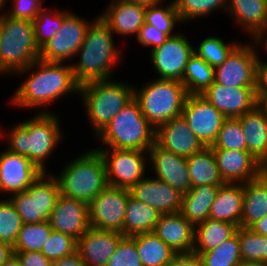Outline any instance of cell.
Wrapping results in <instances>:
<instances>
[{"mask_svg":"<svg viewBox=\"0 0 267 266\" xmlns=\"http://www.w3.org/2000/svg\"><path fill=\"white\" fill-rule=\"evenodd\" d=\"M27 72L32 74L26 77L27 79L14 92L10 104L33 109V107L48 106L68 93H79L80 85L74 78L70 63L64 65L38 59L16 73L23 75Z\"/></svg>","mask_w":267,"mask_h":266,"instance_id":"1","label":"cell"},{"mask_svg":"<svg viewBox=\"0 0 267 266\" xmlns=\"http://www.w3.org/2000/svg\"><path fill=\"white\" fill-rule=\"evenodd\" d=\"M58 118L56 114L42 108L35 117L16 124L8 131L7 150L27 157L46 173L45 161L63 139Z\"/></svg>","mask_w":267,"mask_h":266,"instance_id":"2","label":"cell"},{"mask_svg":"<svg viewBox=\"0 0 267 266\" xmlns=\"http://www.w3.org/2000/svg\"><path fill=\"white\" fill-rule=\"evenodd\" d=\"M98 16L91 21L84 41L76 52L80 61L76 65L70 64L79 85L111 79L113 66L121 60V51L115 48L114 33L101 16Z\"/></svg>","mask_w":267,"mask_h":266,"instance_id":"3","label":"cell"},{"mask_svg":"<svg viewBox=\"0 0 267 266\" xmlns=\"http://www.w3.org/2000/svg\"><path fill=\"white\" fill-rule=\"evenodd\" d=\"M54 177L61 195L88 205L108 186L104 158L97 149L81 153Z\"/></svg>","mask_w":267,"mask_h":266,"instance_id":"4","label":"cell"},{"mask_svg":"<svg viewBox=\"0 0 267 266\" xmlns=\"http://www.w3.org/2000/svg\"><path fill=\"white\" fill-rule=\"evenodd\" d=\"M78 95L97 135L134 98V86L112 79L96 80L80 85Z\"/></svg>","mask_w":267,"mask_h":266,"instance_id":"5","label":"cell"},{"mask_svg":"<svg viewBox=\"0 0 267 266\" xmlns=\"http://www.w3.org/2000/svg\"><path fill=\"white\" fill-rule=\"evenodd\" d=\"M96 137L108 148L149 151L156 142V129L133 98Z\"/></svg>","mask_w":267,"mask_h":266,"instance_id":"6","label":"cell"},{"mask_svg":"<svg viewBox=\"0 0 267 266\" xmlns=\"http://www.w3.org/2000/svg\"><path fill=\"white\" fill-rule=\"evenodd\" d=\"M0 14V74H15L40 57L32 21Z\"/></svg>","mask_w":267,"mask_h":266,"instance_id":"7","label":"cell"},{"mask_svg":"<svg viewBox=\"0 0 267 266\" xmlns=\"http://www.w3.org/2000/svg\"><path fill=\"white\" fill-rule=\"evenodd\" d=\"M188 94L184 85L173 79H154L140 90L134 88L142 114L157 129L160 125L182 115Z\"/></svg>","mask_w":267,"mask_h":266,"instance_id":"8","label":"cell"},{"mask_svg":"<svg viewBox=\"0 0 267 266\" xmlns=\"http://www.w3.org/2000/svg\"><path fill=\"white\" fill-rule=\"evenodd\" d=\"M60 187L52 174L43 173L25 191L9 196L23 224L49 221L55 207Z\"/></svg>","mask_w":267,"mask_h":266,"instance_id":"9","label":"cell"},{"mask_svg":"<svg viewBox=\"0 0 267 266\" xmlns=\"http://www.w3.org/2000/svg\"><path fill=\"white\" fill-rule=\"evenodd\" d=\"M97 149L106 165L107 183L110 187L131 189L145 176L149 163L148 151L134 149Z\"/></svg>","mask_w":267,"mask_h":266,"instance_id":"10","label":"cell"},{"mask_svg":"<svg viewBox=\"0 0 267 266\" xmlns=\"http://www.w3.org/2000/svg\"><path fill=\"white\" fill-rule=\"evenodd\" d=\"M130 190L107 186L89 204L90 228L124 235V218Z\"/></svg>","mask_w":267,"mask_h":266,"instance_id":"11","label":"cell"},{"mask_svg":"<svg viewBox=\"0 0 267 266\" xmlns=\"http://www.w3.org/2000/svg\"><path fill=\"white\" fill-rule=\"evenodd\" d=\"M254 44H240L230 53L226 61L214 68V82L225 86L255 87L258 48ZM256 46V47H255Z\"/></svg>","mask_w":267,"mask_h":266,"instance_id":"12","label":"cell"},{"mask_svg":"<svg viewBox=\"0 0 267 266\" xmlns=\"http://www.w3.org/2000/svg\"><path fill=\"white\" fill-rule=\"evenodd\" d=\"M85 18L69 13L56 34L40 49L39 59L46 62L64 63L76 55L89 27Z\"/></svg>","mask_w":267,"mask_h":266,"instance_id":"13","label":"cell"},{"mask_svg":"<svg viewBox=\"0 0 267 266\" xmlns=\"http://www.w3.org/2000/svg\"><path fill=\"white\" fill-rule=\"evenodd\" d=\"M194 54V47L184 34L176 33L163 45L150 51V59L159 79L181 81L189 58Z\"/></svg>","mask_w":267,"mask_h":266,"instance_id":"14","label":"cell"},{"mask_svg":"<svg viewBox=\"0 0 267 266\" xmlns=\"http://www.w3.org/2000/svg\"><path fill=\"white\" fill-rule=\"evenodd\" d=\"M190 129L205 147H211L226 117L201 95H188L182 111Z\"/></svg>","mask_w":267,"mask_h":266,"instance_id":"15","label":"cell"},{"mask_svg":"<svg viewBox=\"0 0 267 266\" xmlns=\"http://www.w3.org/2000/svg\"><path fill=\"white\" fill-rule=\"evenodd\" d=\"M226 118H238L256 106L255 87H232L213 83L201 94Z\"/></svg>","mask_w":267,"mask_h":266,"instance_id":"16","label":"cell"},{"mask_svg":"<svg viewBox=\"0 0 267 266\" xmlns=\"http://www.w3.org/2000/svg\"><path fill=\"white\" fill-rule=\"evenodd\" d=\"M224 183L245 184L263 174V165L248 151L212 149Z\"/></svg>","mask_w":267,"mask_h":266,"instance_id":"17","label":"cell"},{"mask_svg":"<svg viewBox=\"0 0 267 266\" xmlns=\"http://www.w3.org/2000/svg\"><path fill=\"white\" fill-rule=\"evenodd\" d=\"M42 174L27 157L8 150L0 153V194L25 191Z\"/></svg>","mask_w":267,"mask_h":266,"instance_id":"18","label":"cell"},{"mask_svg":"<svg viewBox=\"0 0 267 266\" xmlns=\"http://www.w3.org/2000/svg\"><path fill=\"white\" fill-rule=\"evenodd\" d=\"M149 163L157 179L169 184L182 194L189 192L190 182L189 168L185 157L176 155L161 148L156 142L149 149Z\"/></svg>","mask_w":267,"mask_h":266,"instance_id":"19","label":"cell"},{"mask_svg":"<svg viewBox=\"0 0 267 266\" xmlns=\"http://www.w3.org/2000/svg\"><path fill=\"white\" fill-rule=\"evenodd\" d=\"M53 231L79 239L89 228V205L63 195H59L50 219Z\"/></svg>","mask_w":267,"mask_h":266,"instance_id":"20","label":"cell"},{"mask_svg":"<svg viewBox=\"0 0 267 266\" xmlns=\"http://www.w3.org/2000/svg\"><path fill=\"white\" fill-rule=\"evenodd\" d=\"M130 194L160 214L178 213L182 207L183 194L155 177L141 179L130 189Z\"/></svg>","mask_w":267,"mask_h":266,"instance_id":"21","label":"cell"},{"mask_svg":"<svg viewBox=\"0 0 267 266\" xmlns=\"http://www.w3.org/2000/svg\"><path fill=\"white\" fill-rule=\"evenodd\" d=\"M156 143L161 148L185 158L205 148L182 115L156 129Z\"/></svg>","mask_w":267,"mask_h":266,"instance_id":"22","label":"cell"},{"mask_svg":"<svg viewBox=\"0 0 267 266\" xmlns=\"http://www.w3.org/2000/svg\"><path fill=\"white\" fill-rule=\"evenodd\" d=\"M123 237L117 231L89 228L77 240V252L86 266H106Z\"/></svg>","mask_w":267,"mask_h":266,"instance_id":"23","label":"cell"},{"mask_svg":"<svg viewBox=\"0 0 267 266\" xmlns=\"http://www.w3.org/2000/svg\"><path fill=\"white\" fill-rule=\"evenodd\" d=\"M153 233L177 254L193 253L195 227L180 212L161 214Z\"/></svg>","mask_w":267,"mask_h":266,"instance_id":"24","label":"cell"},{"mask_svg":"<svg viewBox=\"0 0 267 266\" xmlns=\"http://www.w3.org/2000/svg\"><path fill=\"white\" fill-rule=\"evenodd\" d=\"M106 11L100 14L113 33L137 36L145 23L146 7L124 0H112Z\"/></svg>","mask_w":267,"mask_h":266,"instance_id":"25","label":"cell"},{"mask_svg":"<svg viewBox=\"0 0 267 266\" xmlns=\"http://www.w3.org/2000/svg\"><path fill=\"white\" fill-rule=\"evenodd\" d=\"M225 11L254 40L267 29V0H228Z\"/></svg>","mask_w":267,"mask_h":266,"instance_id":"26","label":"cell"},{"mask_svg":"<svg viewBox=\"0 0 267 266\" xmlns=\"http://www.w3.org/2000/svg\"><path fill=\"white\" fill-rule=\"evenodd\" d=\"M244 184L225 183L220 186L209 211V217L240 227Z\"/></svg>","mask_w":267,"mask_h":266,"instance_id":"27","label":"cell"},{"mask_svg":"<svg viewBox=\"0 0 267 266\" xmlns=\"http://www.w3.org/2000/svg\"><path fill=\"white\" fill-rule=\"evenodd\" d=\"M238 119L245 135L247 151L264 166L267 162V119L256 106Z\"/></svg>","mask_w":267,"mask_h":266,"instance_id":"28","label":"cell"},{"mask_svg":"<svg viewBox=\"0 0 267 266\" xmlns=\"http://www.w3.org/2000/svg\"><path fill=\"white\" fill-rule=\"evenodd\" d=\"M267 215V175L244 184V197L240 227L250 228Z\"/></svg>","mask_w":267,"mask_h":266,"instance_id":"29","label":"cell"},{"mask_svg":"<svg viewBox=\"0 0 267 266\" xmlns=\"http://www.w3.org/2000/svg\"><path fill=\"white\" fill-rule=\"evenodd\" d=\"M220 186L199 185L183 194L180 213L195 227L209 217L211 205Z\"/></svg>","mask_w":267,"mask_h":266,"instance_id":"30","label":"cell"},{"mask_svg":"<svg viewBox=\"0 0 267 266\" xmlns=\"http://www.w3.org/2000/svg\"><path fill=\"white\" fill-rule=\"evenodd\" d=\"M187 164L192 187L199 185L223 186L216 159L211 147L187 157Z\"/></svg>","mask_w":267,"mask_h":266,"instance_id":"31","label":"cell"},{"mask_svg":"<svg viewBox=\"0 0 267 266\" xmlns=\"http://www.w3.org/2000/svg\"><path fill=\"white\" fill-rule=\"evenodd\" d=\"M160 216L153 207L130 195L124 218V236L153 232Z\"/></svg>","mask_w":267,"mask_h":266,"instance_id":"32","label":"cell"},{"mask_svg":"<svg viewBox=\"0 0 267 266\" xmlns=\"http://www.w3.org/2000/svg\"><path fill=\"white\" fill-rule=\"evenodd\" d=\"M237 228L232 223L208 217L203 223L195 226L193 252H207L220 246L236 233Z\"/></svg>","mask_w":267,"mask_h":266,"instance_id":"33","label":"cell"},{"mask_svg":"<svg viewBox=\"0 0 267 266\" xmlns=\"http://www.w3.org/2000/svg\"><path fill=\"white\" fill-rule=\"evenodd\" d=\"M136 241L142 266H165L177 253L155 233H141L132 236Z\"/></svg>","mask_w":267,"mask_h":266,"instance_id":"34","label":"cell"},{"mask_svg":"<svg viewBox=\"0 0 267 266\" xmlns=\"http://www.w3.org/2000/svg\"><path fill=\"white\" fill-rule=\"evenodd\" d=\"M214 76V68L194 53L180 82L188 95H201L214 83Z\"/></svg>","mask_w":267,"mask_h":266,"instance_id":"35","label":"cell"},{"mask_svg":"<svg viewBox=\"0 0 267 266\" xmlns=\"http://www.w3.org/2000/svg\"><path fill=\"white\" fill-rule=\"evenodd\" d=\"M201 262V266H236L241 260L238 228L236 233L220 246L207 252H193Z\"/></svg>","mask_w":267,"mask_h":266,"instance_id":"36","label":"cell"},{"mask_svg":"<svg viewBox=\"0 0 267 266\" xmlns=\"http://www.w3.org/2000/svg\"><path fill=\"white\" fill-rule=\"evenodd\" d=\"M52 231L49 221L23 224L13 246V252H41Z\"/></svg>","mask_w":267,"mask_h":266,"instance_id":"37","label":"cell"},{"mask_svg":"<svg viewBox=\"0 0 267 266\" xmlns=\"http://www.w3.org/2000/svg\"><path fill=\"white\" fill-rule=\"evenodd\" d=\"M238 238L242 261L267 262V236L251 228L238 227Z\"/></svg>","mask_w":267,"mask_h":266,"instance_id":"38","label":"cell"},{"mask_svg":"<svg viewBox=\"0 0 267 266\" xmlns=\"http://www.w3.org/2000/svg\"><path fill=\"white\" fill-rule=\"evenodd\" d=\"M68 11H61L51 13L46 9H42L37 17L32 21L34 28V38L37 46L41 49L61 28L63 19L69 14Z\"/></svg>","mask_w":267,"mask_h":266,"instance_id":"39","label":"cell"},{"mask_svg":"<svg viewBox=\"0 0 267 266\" xmlns=\"http://www.w3.org/2000/svg\"><path fill=\"white\" fill-rule=\"evenodd\" d=\"M162 1L146 7L145 23L153 25L158 31L165 32L169 37L173 33L176 24L181 23L174 1L167 6L161 5Z\"/></svg>","mask_w":267,"mask_h":266,"instance_id":"40","label":"cell"},{"mask_svg":"<svg viewBox=\"0 0 267 266\" xmlns=\"http://www.w3.org/2000/svg\"><path fill=\"white\" fill-rule=\"evenodd\" d=\"M238 45V42L232 41L231 44H226L221 38L209 36L200 42L199 48H194V53L211 67L216 68L226 61Z\"/></svg>","mask_w":267,"mask_h":266,"instance_id":"41","label":"cell"},{"mask_svg":"<svg viewBox=\"0 0 267 266\" xmlns=\"http://www.w3.org/2000/svg\"><path fill=\"white\" fill-rule=\"evenodd\" d=\"M212 149L247 151V144L241 122L238 118H226Z\"/></svg>","mask_w":267,"mask_h":266,"instance_id":"42","label":"cell"},{"mask_svg":"<svg viewBox=\"0 0 267 266\" xmlns=\"http://www.w3.org/2000/svg\"><path fill=\"white\" fill-rule=\"evenodd\" d=\"M181 22L211 14L219 8L225 10L228 0H173Z\"/></svg>","mask_w":267,"mask_h":266,"instance_id":"43","label":"cell"},{"mask_svg":"<svg viewBox=\"0 0 267 266\" xmlns=\"http://www.w3.org/2000/svg\"><path fill=\"white\" fill-rule=\"evenodd\" d=\"M23 225L15 206L6 197L0 200V241L14 246Z\"/></svg>","mask_w":267,"mask_h":266,"instance_id":"44","label":"cell"},{"mask_svg":"<svg viewBox=\"0 0 267 266\" xmlns=\"http://www.w3.org/2000/svg\"><path fill=\"white\" fill-rule=\"evenodd\" d=\"M76 251L77 239L64 233L52 231L50 237L44 243L41 253L49 260L55 261Z\"/></svg>","mask_w":267,"mask_h":266,"instance_id":"45","label":"cell"},{"mask_svg":"<svg viewBox=\"0 0 267 266\" xmlns=\"http://www.w3.org/2000/svg\"><path fill=\"white\" fill-rule=\"evenodd\" d=\"M106 266H142L136 241L132 236H124L119 241Z\"/></svg>","mask_w":267,"mask_h":266,"instance_id":"46","label":"cell"},{"mask_svg":"<svg viewBox=\"0 0 267 266\" xmlns=\"http://www.w3.org/2000/svg\"><path fill=\"white\" fill-rule=\"evenodd\" d=\"M13 8L5 14L11 18L33 21L44 8L42 0H12Z\"/></svg>","mask_w":267,"mask_h":266,"instance_id":"47","label":"cell"},{"mask_svg":"<svg viewBox=\"0 0 267 266\" xmlns=\"http://www.w3.org/2000/svg\"><path fill=\"white\" fill-rule=\"evenodd\" d=\"M136 38L144 47L152 46L151 49H153L163 45L169 36L165 32L158 31L153 25L144 23Z\"/></svg>","mask_w":267,"mask_h":266,"instance_id":"48","label":"cell"},{"mask_svg":"<svg viewBox=\"0 0 267 266\" xmlns=\"http://www.w3.org/2000/svg\"><path fill=\"white\" fill-rule=\"evenodd\" d=\"M21 266H52L53 261L49 260L41 252H13Z\"/></svg>","mask_w":267,"mask_h":266,"instance_id":"49","label":"cell"},{"mask_svg":"<svg viewBox=\"0 0 267 266\" xmlns=\"http://www.w3.org/2000/svg\"><path fill=\"white\" fill-rule=\"evenodd\" d=\"M256 93H267V61L263 62L259 55L256 65Z\"/></svg>","mask_w":267,"mask_h":266,"instance_id":"50","label":"cell"},{"mask_svg":"<svg viewBox=\"0 0 267 266\" xmlns=\"http://www.w3.org/2000/svg\"><path fill=\"white\" fill-rule=\"evenodd\" d=\"M165 266H201L199 257L194 253L177 254Z\"/></svg>","mask_w":267,"mask_h":266,"instance_id":"51","label":"cell"},{"mask_svg":"<svg viewBox=\"0 0 267 266\" xmlns=\"http://www.w3.org/2000/svg\"><path fill=\"white\" fill-rule=\"evenodd\" d=\"M52 266H86L79 253H75L53 261Z\"/></svg>","mask_w":267,"mask_h":266,"instance_id":"52","label":"cell"},{"mask_svg":"<svg viewBox=\"0 0 267 266\" xmlns=\"http://www.w3.org/2000/svg\"><path fill=\"white\" fill-rule=\"evenodd\" d=\"M13 254V247L0 241V266H2Z\"/></svg>","mask_w":267,"mask_h":266,"instance_id":"53","label":"cell"},{"mask_svg":"<svg viewBox=\"0 0 267 266\" xmlns=\"http://www.w3.org/2000/svg\"><path fill=\"white\" fill-rule=\"evenodd\" d=\"M256 107L267 119V93H256Z\"/></svg>","mask_w":267,"mask_h":266,"instance_id":"54","label":"cell"},{"mask_svg":"<svg viewBox=\"0 0 267 266\" xmlns=\"http://www.w3.org/2000/svg\"><path fill=\"white\" fill-rule=\"evenodd\" d=\"M255 233L267 236V215L250 227Z\"/></svg>","mask_w":267,"mask_h":266,"instance_id":"55","label":"cell"},{"mask_svg":"<svg viewBox=\"0 0 267 266\" xmlns=\"http://www.w3.org/2000/svg\"><path fill=\"white\" fill-rule=\"evenodd\" d=\"M258 47H260L261 45V48L263 47L264 50L266 51L267 53V29L265 31H263L256 39H255ZM264 44V45H263Z\"/></svg>","mask_w":267,"mask_h":266,"instance_id":"56","label":"cell"},{"mask_svg":"<svg viewBox=\"0 0 267 266\" xmlns=\"http://www.w3.org/2000/svg\"><path fill=\"white\" fill-rule=\"evenodd\" d=\"M124 1L134 3V4H139V5L147 7L150 5H154V4H156L162 0H124Z\"/></svg>","mask_w":267,"mask_h":266,"instance_id":"57","label":"cell"},{"mask_svg":"<svg viewBox=\"0 0 267 266\" xmlns=\"http://www.w3.org/2000/svg\"><path fill=\"white\" fill-rule=\"evenodd\" d=\"M2 266H21V264L17 256L13 254L9 257V259Z\"/></svg>","mask_w":267,"mask_h":266,"instance_id":"58","label":"cell"},{"mask_svg":"<svg viewBox=\"0 0 267 266\" xmlns=\"http://www.w3.org/2000/svg\"><path fill=\"white\" fill-rule=\"evenodd\" d=\"M236 266H267L264 262H246L240 261Z\"/></svg>","mask_w":267,"mask_h":266,"instance_id":"59","label":"cell"},{"mask_svg":"<svg viewBox=\"0 0 267 266\" xmlns=\"http://www.w3.org/2000/svg\"><path fill=\"white\" fill-rule=\"evenodd\" d=\"M8 0H0V13L3 7H5V4L7 3Z\"/></svg>","mask_w":267,"mask_h":266,"instance_id":"60","label":"cell"},{"mask_svg":"<svg viewBox=\"0 0 267 266\" xmlns=\"http://www.w3.org/2000/svg\"><path fill=\"white\" fill-rule=\"evenodd\" d=\"M263 174L267 175V162L266 164L263 166Z\"/></svg>","mask_w":267,"mask_h":266,"instance_id":"61","label":"cell"}]
</instances>
